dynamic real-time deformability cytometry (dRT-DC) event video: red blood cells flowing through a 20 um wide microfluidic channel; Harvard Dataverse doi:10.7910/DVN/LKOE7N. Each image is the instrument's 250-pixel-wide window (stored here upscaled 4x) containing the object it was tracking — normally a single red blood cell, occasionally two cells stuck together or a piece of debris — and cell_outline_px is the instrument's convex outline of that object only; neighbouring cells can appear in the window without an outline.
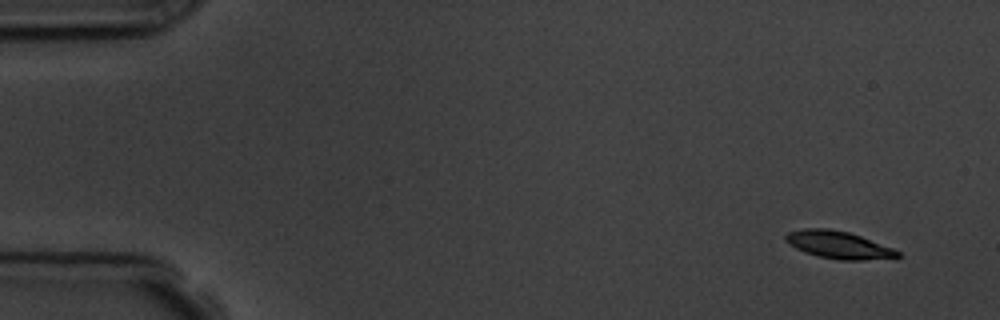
{"species": "common noctule bat (a hibernating species)", "species_latin": "Nyctalus noctula", "temperature_condition": "room temperature", "stored_images_in_passage": 5, "camera_frame_rate_fps": 3000, "um_per_image_px": 0.085, "animal": {"sex": "male", "body_mass_g": 19.5, "forearm_length_mm": 54.6}, "frame": {"image": 1, "passage_image": 1, "time_ms": 0.0, "image_size_px": [1000, 320], "cell_outline_px": [[900, 256], [896, 260], [840, 260], [816, 256], [804, 252], [788, 244], [784, 240], [784, 236], [788, 232], [804, 228], [828, 228], [848, 232], [860, 236], [892, 248], [900, 252]], "centroid_in_image_um": [71.3, 20.84], "position_along_channel_um": 13.7, "area_um2": 18.26}}
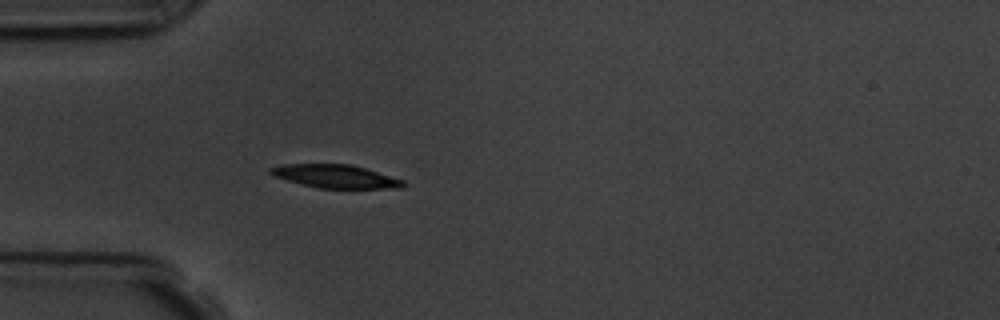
{"frame": {"image": 2, "passage_image": 5, "time_ms": 4.333, "image_size_px": [1000, 320], "cell_outline_px": [[408, 184], [404, 188], [320, 188], [272, 176], [268, 172], [268, 168], [280, 164], [352, 164], [404, 180]], "centroid_in_image_um": [28.53, 14.98], "position_along_channel_um": 56.5, "area_um2": 18.03}}